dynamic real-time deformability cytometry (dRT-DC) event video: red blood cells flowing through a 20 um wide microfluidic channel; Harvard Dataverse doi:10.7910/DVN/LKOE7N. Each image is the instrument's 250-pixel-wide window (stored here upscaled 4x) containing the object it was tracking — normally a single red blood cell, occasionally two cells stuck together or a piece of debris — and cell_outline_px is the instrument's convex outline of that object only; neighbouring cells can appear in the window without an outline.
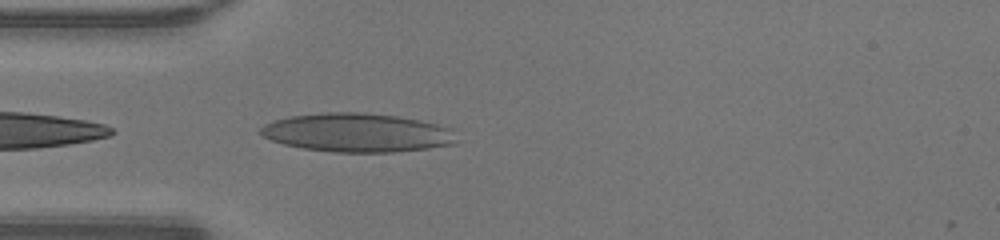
{"species": "human", "species_latin": "Homo sapiens", "temperature_condition": "warm", "stored_images_in_passage": 34, "camera_frame_rate_fps": 3000, "um_per_image_px": 0.085, "donor": {"sex": "male"}, "frame": {"image": 1, "passage_image": 1, "time_ms": 0.0, "image_size_px": [1000, 240], "cell_outline_px": [[452, 144], [428, 148], [392, 152], [332, 152], [304, 148], [284, 144], [272, 140], [264, 136], [260, 132], [260, 128], [264, 124], [276, 120], [292, 116], [328, 112], [364, 112], [396, 116], [420, 120], [452, 128]], "centroid_in_image_um": [30.33, 11.27], "position_along_channel_um": 54.7, "area_um2": 43.7}}
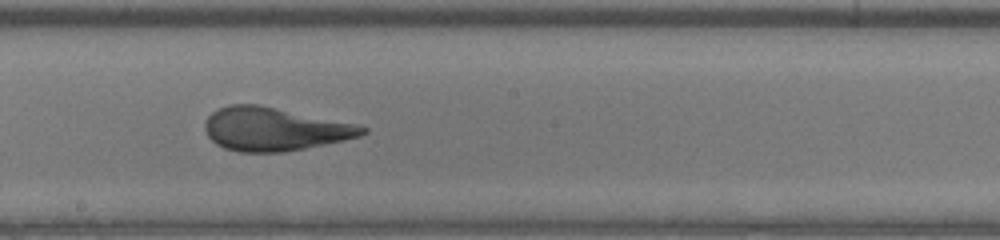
{"frame": {"image": 2, "passage_image": 13, "time_ms": 4.0, "image_size_px": [1000, 240], "cell_outline_px": [[368, 132], [360, 136], [304, 148], [280, 152], [240, 152], [224, 148], [216, 144], [208, 136], [204, 128], [204, 124], [208, 116], [212, 112], [228, 104], [260, 104], [356, 124], [368, 128]], "centroid_in_image_um": [23.28, 10.96], "position_along_channel_um": 224.9, "area_um2": 39.54}}
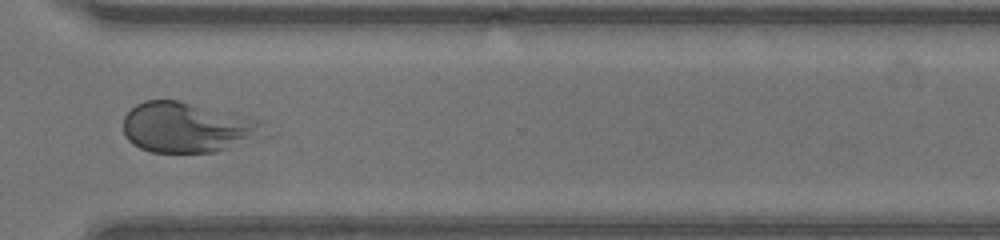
{"frame": {"image": 3, "passage_image": 22, "time_ms": 7.0, "image_size_px": [1000, 240], "cell_outline_px": [[272, 136], [260, 140], [216, 152], [152, 152], [140, 148], [132, 144], [128, 140], [124, 132], [124, 116], [136, 104], [144, 100], [176, 100], [256, 120], [268, 124]], "centroid_in_image_um": [16.04, 10.87], "position_along_channel_um": 354.6, "area_um2": 41.67}, "authors_computed_cell_mechanics": {"area_um2": 40.3733, "velocity_mm_per_s": 4.3311, "shape_relaxation_time_tau1_ms": 4.9456, "shape_relaxation_time_tau2_ms": 0.7089, "deformation_change_tau1": 0.2283, "deformation_change_tau2": 0.0782}}